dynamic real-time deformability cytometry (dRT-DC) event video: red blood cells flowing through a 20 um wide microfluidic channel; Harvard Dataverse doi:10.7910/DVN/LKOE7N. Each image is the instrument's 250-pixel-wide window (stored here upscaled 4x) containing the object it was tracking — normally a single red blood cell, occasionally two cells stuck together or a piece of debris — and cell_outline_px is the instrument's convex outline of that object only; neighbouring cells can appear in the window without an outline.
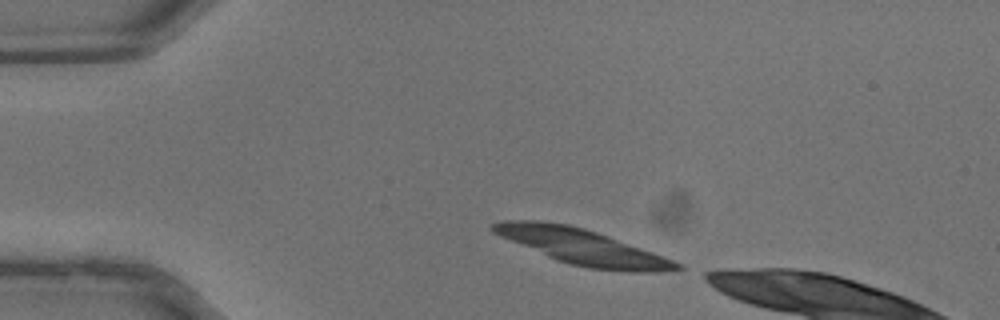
{"species": "common noctule bat (a hibernating species)", "species_latin": "Nyctalus noctula", "temperature_condition": "warm", "stored_images_in_passage": 5, "camera_frame_rate_fps": 3000, "um_per_image_px": 0.085, "animal": {"sex": "male", "body_mass_g": 13.3}, "frame": {"image": 1, "passage_image": 1, "time_ms": 0.0, "image_size_px": [1000, 320], "cell_outline_px": [[684, 268], [660, 272], [632, 272], [588, 268], [568, 264], [556, 260], [500, 236], [492, 232], [488, 228], [492, 224], [500, 220], [540, 220], [568, 224], [584, 228], [608, 236], [664, 256], [680, 264]], "centroid_in_image_um": [49.45, 20.97], "position_along_channel_um": 35.5, "area_um2": 37.86}}